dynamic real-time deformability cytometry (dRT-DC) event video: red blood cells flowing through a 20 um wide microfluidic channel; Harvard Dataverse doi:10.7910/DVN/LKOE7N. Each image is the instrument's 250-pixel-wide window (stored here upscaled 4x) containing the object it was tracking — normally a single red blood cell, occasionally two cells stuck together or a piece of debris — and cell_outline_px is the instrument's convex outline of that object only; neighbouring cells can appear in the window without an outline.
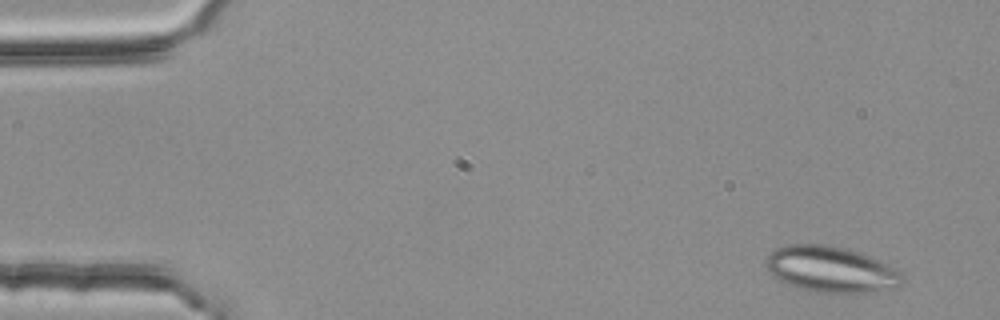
{"species": "common noctule bat (a hibernating species)", "species_latin": "Nyctalus noctula", "temperature_condition": "room temperature", "stored_images_in_passage": 49, "segment_of_instrument_passage": [1, 2], "camera_frame_rate_fps": 3000, "um_per_image_px": 0.085, "animal": {"sex": "female", "body_mass_g": 25.1}, "frame": {"image": 1, "passage_image": 1, "time_ms": 0.0, "image_size_px": [1000, 320], "cell_outline_px": [[904, 284], [896, 288], [868, 292], [816, 292], [800, 288], [788, 284], [772, 276], [764, 264], [764, 260], [776, 248], [788, 244], [828, 244], [848, 248], [888, 264], [904, 272]], "centroid_in_image_um": [70.66, 22.88], "position_along_channel_um": 14.3, "area_um2": 36.82}}